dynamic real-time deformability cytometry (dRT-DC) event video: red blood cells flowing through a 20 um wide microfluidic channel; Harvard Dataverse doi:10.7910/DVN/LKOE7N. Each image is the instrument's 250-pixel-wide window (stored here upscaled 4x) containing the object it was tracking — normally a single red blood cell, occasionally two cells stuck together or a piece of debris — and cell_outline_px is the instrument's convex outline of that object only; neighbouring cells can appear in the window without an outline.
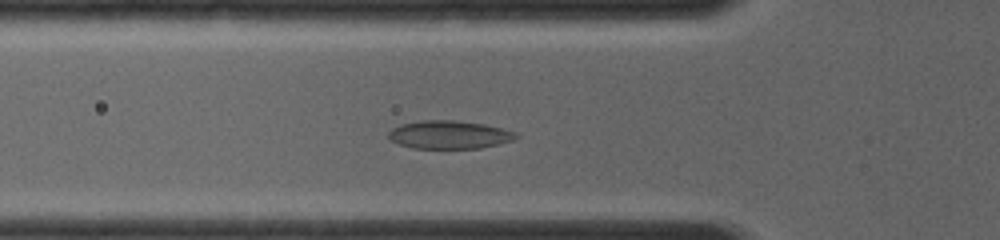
{"species": "common noctule bat (a hibernating species)", "species_latin": "Nyctalus noctula", "temperature_condition": "room temperature", "stored_images_in_passage": 15, "camera_frame_rate_fps": 4000, "um_per_image_px": 0.085, "animal": {"sex": "female", "body_mass_g": 19.0, "forearm_length_mm": 56.7}, "frame": {"image": 1, "passage_image": 6, "time_ms": 3.0, "image_size_px": [1000, 240], "cell_outline_px": [[520, 136], [512, 140], [480, 148], [412, 148], [400, 144], [392, 140], [388, 136], [388, 132], [392, 128], [400, 124], [420, 120], [452, 120], [484, 124], [516, 132]], "centroid_in_image_um": [38.16, 11.44], "position_along_channel_um": 87.6, "area_um2": 20.75}}
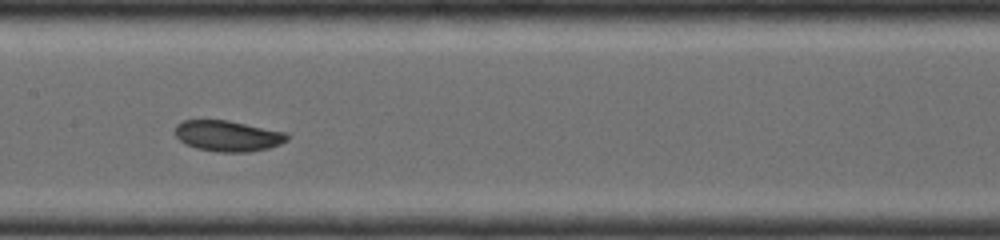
{"frame": {"image": 2, "passage_image": 10, "time_ms": 5.25, "image_size_px": [1000, 240], "cell_outline_px": [[288, 140], [280, 144], [268, 148], [248, 152], [216, 152], [196, 148], [184, 144], [176, 136], [176, 124], [184, 120], [228, 120], [288, 132]], "centroid_in_image_um": [19.38, 11.55], "position_along_channel_um": 188.0, "area_um2": 20.29}}
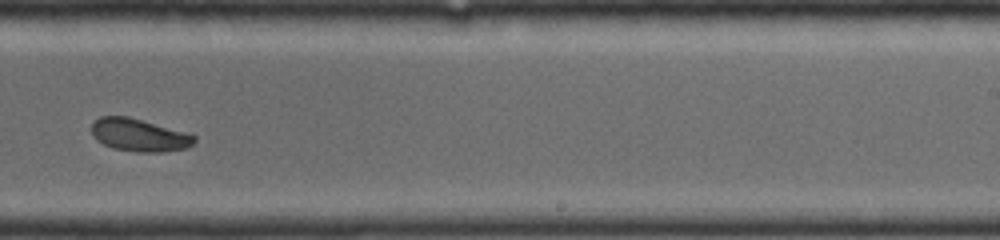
{"frame": {"image": 3, "passage_image": 14, "time_ms": 7.25, "image_size_px": [1000, 240], "cell_outline_px": [[196, 140], [188, 148], [164, 152], [136, 152], [112, 148], [96, 140], [92, 136], [92, 124], [100, 116], [128, 116], [192, 132], [196, 136]], "centroid_in_image_um": [11.9, 11.48], "position_along_channel_um": 277.1, "area_um2": 20.11}}